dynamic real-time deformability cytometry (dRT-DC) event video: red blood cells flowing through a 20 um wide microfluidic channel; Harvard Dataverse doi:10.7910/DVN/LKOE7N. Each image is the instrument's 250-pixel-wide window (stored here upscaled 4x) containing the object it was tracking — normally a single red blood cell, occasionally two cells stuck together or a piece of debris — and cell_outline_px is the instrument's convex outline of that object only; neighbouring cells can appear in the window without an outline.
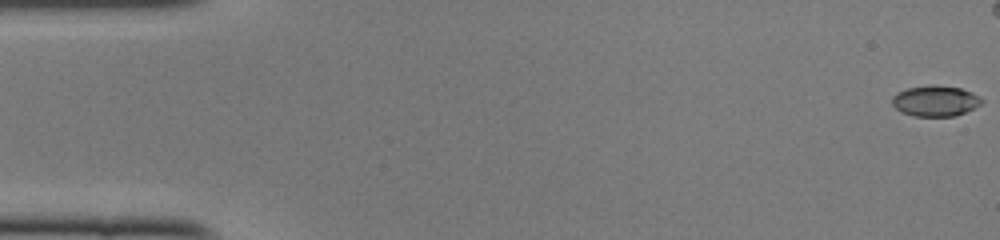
{"species": "common noctule bat (a hibernating species)", "species_latin": "Nyctalus noctula", "temperature_condition": "cold", "stored_images_in_passage": 40, "camera_frame_rate_fps": 3000, "um_per_image_px": 0.085, "animal": {"sex": "female", "body_mass_g": 22.0, "forearm_length_mm": 56.7}, "frame": {"image": 1, "passage_image": 1, "time_ms": 0.0, "image_size_px": [1000, 240], "cell_outline_px": [[984, 100], [980, 104], [956, 116], [912, 116], [900, 112], [892, 104], [892, 96], [896, 92], [908, 88], [932, 84], [960, 88], [972, 92], [980, 96]], "centroid_in_image_um": [79.48, 8.57], "position_along_channel_um": 5.5, "area_um2": 16.13}}
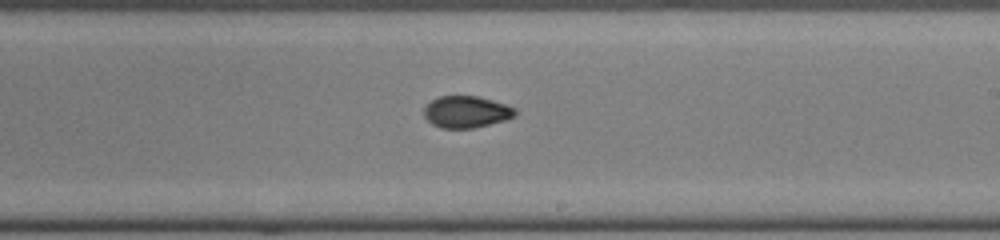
{"frame": {"image": 2, "passage_image": 29, "time_ms": 9.333, "image_size_px": [1000, 240], "cell_outline_px": [[516, 116], [504, 120], [472, 128], [440, 128], [432, 124], [424, 116], [424, 108], [432, 100], [440, 96], [476, 96], [492, 100], [516, 108]], "centroid_in_image_um": [39.63, 9.51], "position_along_channel_um": 249.4, "area_um2": 16.7}}
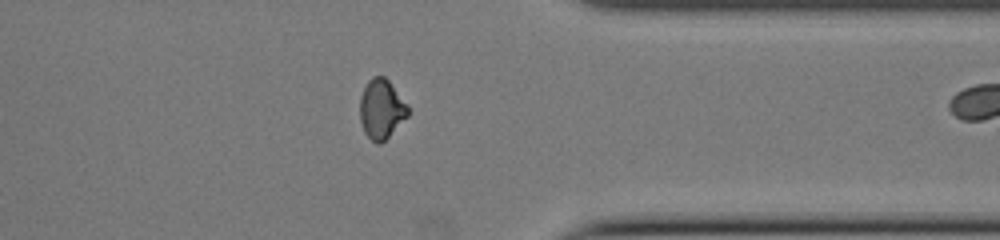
{"frame": {"image": 3, "passage_image": 39, "time_ms": 12.667, "image_size_px": [1000, 240], "cell_outline_px": [[408, 116], [380, 144], [376, 144], [364, 132], [360, 120], [360, 96], [368, 80], [372, 76], [384, 76], [388, 80], [408, 104]], "centroid_in_image_um": [32.41, 9.25], "position_along_channel_um": 379.0, "area_um2": 16.59}}